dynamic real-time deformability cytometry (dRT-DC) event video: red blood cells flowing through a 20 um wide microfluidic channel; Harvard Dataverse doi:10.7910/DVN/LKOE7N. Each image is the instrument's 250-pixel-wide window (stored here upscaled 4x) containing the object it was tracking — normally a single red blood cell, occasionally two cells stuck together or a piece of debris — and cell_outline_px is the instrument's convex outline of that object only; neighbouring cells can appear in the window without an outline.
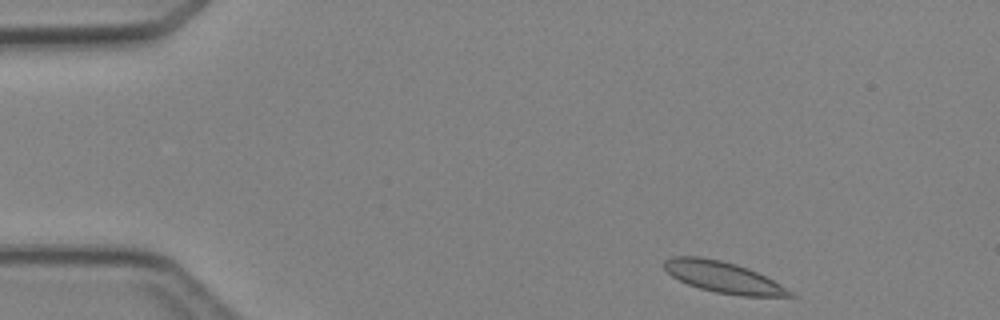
{"species": "Egyptian fruit bat (a non-hibernating species)", "species_latin": "Rousettus aegyptiacus", "temperature_condition": "cold", "stored_images_in_passage": 3, "camera_frame_rate_fps": 3000, "um_per_image_px": 0.085, "animal": {"sex": "female"}, "frame": {"image": 1, "passage_image": 1, "time_ms": 0.0, "image_size_px": [1000, 320], "cell_outline_px": [[796, 296], [740, 296], [716, 292], [700, 288], [688, 284], [672, 276], [664, 268], [664, 260], [672, 256], [700, 256], [720, 260], [736, 264], [748, 268], [780, 284], [792, 292]], "centroid_in_image_um": [61.44, 23.55], "position_along_channel_um": 23.6, "area_um2": 22.54}}